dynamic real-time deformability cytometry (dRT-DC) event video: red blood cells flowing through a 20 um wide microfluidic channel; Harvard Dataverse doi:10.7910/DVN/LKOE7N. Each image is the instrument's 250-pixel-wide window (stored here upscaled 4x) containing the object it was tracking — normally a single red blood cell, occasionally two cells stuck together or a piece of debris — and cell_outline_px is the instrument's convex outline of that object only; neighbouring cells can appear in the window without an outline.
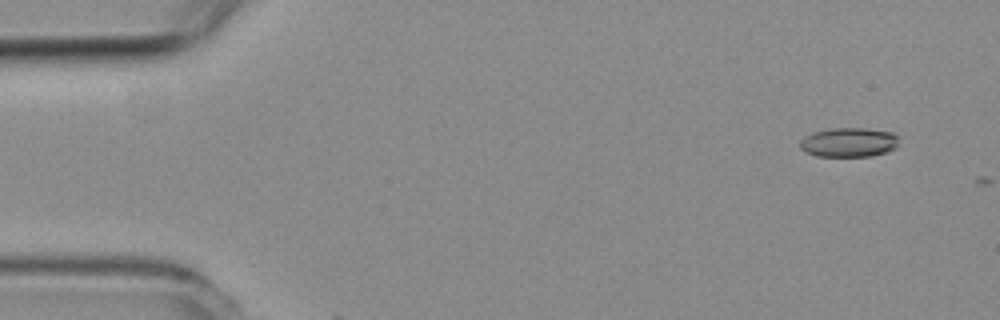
{"species": "common noctule bat (a hibernating species)", "species_latin": "Nyctalus noctula", "temperature_condition": "room temperature", "stored_images_in_passage": 2, "camera_frame_rate_fps": 3000, "um_per_image_px": 0.085, "animal": {"sex": "female", "body_mass_g": 19.3, "forearm_length_mm": 54.1}, "frame": {"image": 1, "passage_image": 1, "time_ms": 0.0, "image_size_px": [1000, 320], "cell_outline_px": [[900, 136], [896, 148], [888, 152], [872, 156], [816, 156], [804, 152], [800, 148], [800, 140], [804, 136], [812, 132], [832, 128], [868, 128], [892, 132]], "centroid_in_image_um": [72.17, 12.09], "position_along_channel_um": 12.8, "area_um2": 17.28}}